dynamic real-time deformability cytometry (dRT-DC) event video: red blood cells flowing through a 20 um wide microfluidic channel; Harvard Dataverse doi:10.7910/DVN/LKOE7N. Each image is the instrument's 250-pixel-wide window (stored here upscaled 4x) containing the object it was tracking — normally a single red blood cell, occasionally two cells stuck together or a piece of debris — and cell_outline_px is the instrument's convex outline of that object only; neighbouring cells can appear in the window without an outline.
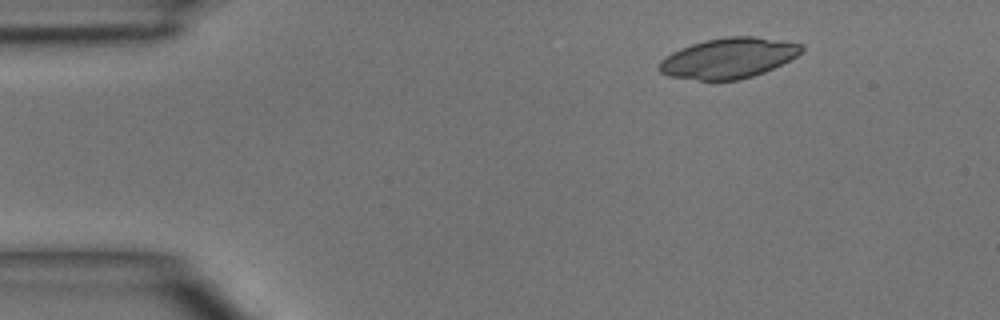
{"species": "common noctule bat (a hibernating species)", "species_latin": "Nyctalus noctula", "temperature_condition": "room temperature", "stored_images_in_passage": 3, "camera_frame_rate_fps": 3000, "um_per_image_px": 0.085, "animal": {"sex": "male", "body_mass_g": 15.6}, "frame": {"image": 1, "passage_image": 1, "time_ms": 0.0, "image_size_px": [1000, 320], "cell_outline_px": [[804, 48], [796, 56], [764, 72], [740, 80], [700, 80], [668, 76], [660, 72], [656, 68], [660, 60], [664, 56], [680, 48], [704, 40], [728, 36], [756, 36], [804, 44]], "centroid_in_image_um": [61.88, 4.93], "position_along_channel_um": 23.1, "area_um2": 33.52}}